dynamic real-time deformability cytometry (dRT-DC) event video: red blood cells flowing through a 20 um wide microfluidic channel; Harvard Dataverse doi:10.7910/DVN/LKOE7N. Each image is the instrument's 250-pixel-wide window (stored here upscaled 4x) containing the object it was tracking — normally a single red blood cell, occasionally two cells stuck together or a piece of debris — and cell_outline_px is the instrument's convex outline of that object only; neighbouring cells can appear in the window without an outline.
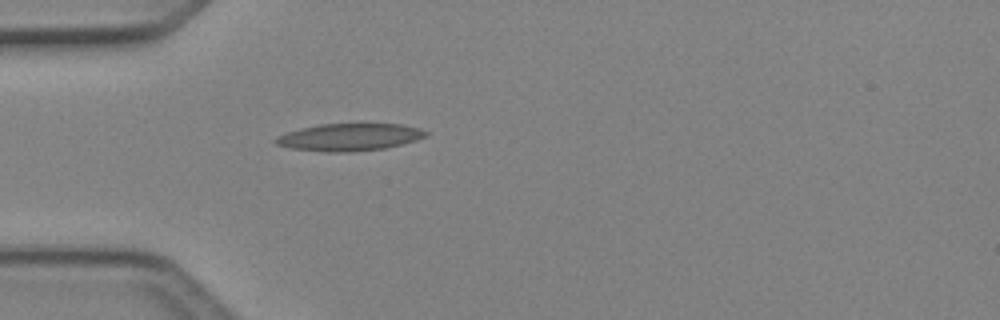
{"species": "Egyptian fruit bat (a non-hibernating species)", "species_latin": "Rousettus aegyptiacus", "temperature_condition": "cold", "stored_images_in_passage": 1, "camera_frame_rate_fps": 3000, "um_per_image_px": 0.085, "animal": {"sex": "female"}, "frame": {"image": 1, "passage_image": 1, "time_ms": 0.0, "image_size_px": [1000, 320], "cell_outline_px": [[428, 136], [416, 140], [384, 148], [352, 152], [324, 152], [292, 148], [276, 144], [272, 140], [276, 136], [300, 128], [320, 124], [400, 124], [420, 128], [428, 132]], "centroid_in_image_um": [29.69, 11.66], "position_along_channel_um": 55.3, "area_um2": 23.87}}